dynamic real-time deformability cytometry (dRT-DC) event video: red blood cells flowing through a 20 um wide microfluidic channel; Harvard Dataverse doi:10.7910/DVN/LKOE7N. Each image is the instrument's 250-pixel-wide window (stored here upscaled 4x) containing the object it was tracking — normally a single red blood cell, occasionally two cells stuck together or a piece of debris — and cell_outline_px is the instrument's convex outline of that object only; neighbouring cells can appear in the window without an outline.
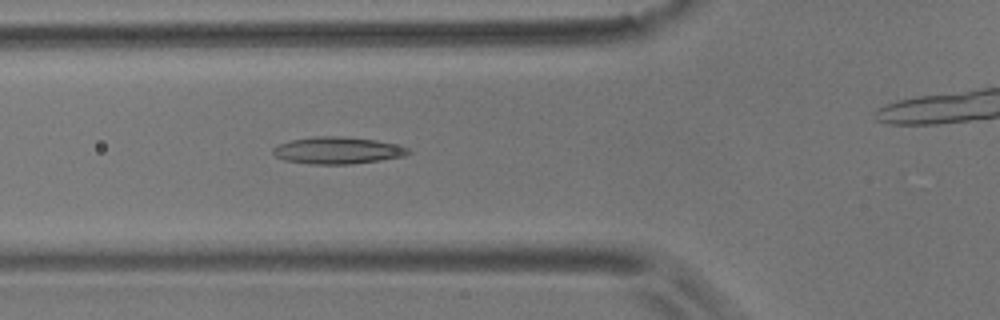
{"species": "common noctule bat (a hibernating species)", "species_latin": "Nyctalus noctula", "temperature_condition": "room temperature", "stored_images_in_passage": 7, "camera_frame_rate_fps": 3000, "um_per_image_px": 0.085, "animal": {"sex": "male", "body_mass_g": 17.9}, "frame": {"image": 1, "passage_image": 6, "time_ms": 5.667, "image_size_px": [1000, 320], "cell_outline_px": [[412, 152], [404, 156], [380, 160], [352, 164], [312, 164], [284, 160], [276, 156], [272, 152], [272, 148], [276, 144], [292, 140], [316, 136], [340, 136], [376, 140], [408, 148]], "centroid_in_image_um": [28.65, 12.78], "position_along_channel_um": 97.1, "area_um2": 21.15}}